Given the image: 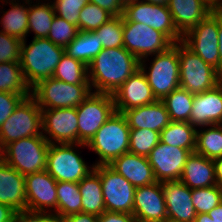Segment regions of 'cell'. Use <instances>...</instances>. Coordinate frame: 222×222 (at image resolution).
<instances>
[{
    "instance_id": "obj_1",
    "label": "cell",
    "mask_w": 222,
    "mask_h": 222,
    "mask_svg": "<svg viewBox=\"0 0 222 222\" xmlns=\"http://www.w3.org/2000/svg\"><path fill=\"white\" fill-rule=\"evenodd\" d=\"M138 69L140 61L124 47L103 49L88 65L92 92L113 95Z\"/></svg>"
},
{
    "instance_id": "obj_2",
    "label": "cell",
    "mask_w": 222,
    "mask_h": 222,
    "mask_svg": "<svg viewBox=\"0 0 222 222\" xmlns=\"http://www.w3.org/2000/svg\"><path fill=\"white\" fill-rule=\"evenodd\" d=\"M26 40L22 41L19 63L32 89L40 81L53 76L65 49L48 38H33L29 45Z\"/></svg>"
},
{
    "instance_id": "obj_3",
    "label": "cell",
    "mask_w": 222,
    "mask_h": 222,
    "mask_svg": "<svg viewBox=\"0 0 222 222\" xmlns=\"http://www.w3.org/2000/svg\"><path fill=\"white\" fill-rule=\"evenodd\" d=\"M130 127L123 113L117 111L102 125L87 144L99 160L94 164L109 165L114 159L129 152Z\"/></svg>"
},
{
    "instance_id": "obj_4",
    "label": "cell",
    "mask_w": 222,
    "mask_h": 222,
    "mask_svg": "<svg viewBox=\"0 0 222 222\" xmlns=\"http://www.w3.org/2000/svg\"><path fill=\"white\" fill-rule=\"evenodd\" d=\"M152 57L149 68L145 63L149 59L140 60V69L145 74L156 99L162 100L173 90L180 87L178 42L166 51L152 55Z\"/></svg>"
},
{
    "instance_id": "obj_5",
    "label": "cell",
    "mask_w": 222,
    "mask_h": 222,
    "mask_svg": "<svg viewBox=\"0 0 222 222\" xmlns=\"http://www.w3.org/2000/svg\"><path fill=\"white\" fill-rule=\"evenodd\" d=\"M49 145L43 135L22 138L2 149V159L23 176L44 171Z\"/></svg>"
},
{
    "instance_id": "obj_6",
    "label": "cell",
    "mask_w": 222,
    "mask_h": 222,
    "mask_svg": "<svg viewBox=\"0 0 222 222\" xmlns=\"http://www.w3.org/2000/svg\"><path fill=\"white\" fill-rule=\"evenodd\" d=\"M76 147V148H75ZM86 144H50L47 153L46 171L57 182L79 183L91 171L94 163L89 167L78 152ZM78 149V150H77Z\"/></svg>"
},
{
    "instance_id": "obj_7",
    "label": "cell",
    "mask_w": 222,
    "mask_h": 222,
    "mask_svg": "<svg viewBox=\"0 0 222 222\" xmlns=\"http://www.w3.org/2000/svg\"><path fill=\"white\" fill-rule=\"evenodd\" d=\"M42 112L35 98L25 97L0 127V148L10 142L42 133Z\"/></svg>"
},
{
    "instance_id": "obj_8",
    "label": "cell",
    "mask_w": 222,
    "mask_h": 222,
    "mask_svg": "<svg viewBox=\"0 0 222 222\" xmlns=\"http://www.w3.org/2000/svg\"><path fill=\"white\" fill-rule=\"evenodd\" d=\"M90 84H69L53 77L32 88V96L41 109L77 108L92 92Z\"/></svg>"
},
{
    "instance_id": "obj_9",
    "label": "cell",
    "mask_w": 222,
    "mask_h": 222,
    "mask_svg": "<svg viewBox=\"0 0 222 222\" xmlns=\"http://www.w3.org/2000/svg\"><path fill=\"white\" fill-rule=\"evenodd\" d=\"M180 87L192 94L213 89L222 82V75L204 62L182 42H178Z\"/></svg>"
},
{
    "instance_id": "obj_10",
    "label": "cell",
    "mask_w": 222,
    "mask_h": 222,
    "mask_svg": "<svg viewBox=\"0 0 222 222\" xmlns=\"http://www.w3.org/2000/svg\"><path fill=\"white\" fill-rule=\"evenodd\" d=\"M218 33L219 9H216L197 26L187 31L183 35L181 42L220 73Z\"/></svg>"
},
{
    "instance_id": "obj_11",
    "label": "cell",
    "mask_w": 222,
    "mask_h": 222,
    "mask_svg": "<svg viewBox=\"0 0 222 222\" xmlns=\"http://www.w3.org/2000/svg\"><path fill=\"white\" fill-rule=\"evenodd\" d=\"M78 143L88 144L102 125L114 114L112 94L92 92L77 108Z\"/></svg>"
},
{
    "instance_id": "obj_12",
    "label": "cell",
    "mask_w": 222,
    "mask_h": 222,
    "mask_svg": "<svg viewBox=\"0 0 222 222\" xmlns=\"http://www.w3.org/2000/svg\"><path fill=\"white\" fill-rule=\"evenodd\" d=\"M129 22L142 23L162 32L173 44L182 41L167 5L134 0L124 4L123 15Z\"/></svg>"
},
{
    "instance_id": "obj_13",
    "label": "cell",
    "mask_w": 222,
    "mask_h": 222,
    "mask_svg": "<svg viewBox=\"0 0 222 222\" xmlns=\"http://www.w3.org/2000/svg\"><path fill=\"white\" fill-rule=\"evenodd\" d=\"M172 45L162 32L123 17V47L139 61L164 52Z\"/></svg>"
},
{
    "instance_id": "obj_14",
    "label": "cell",
    "mask_w": 222,
    "mask_h": 222,
    "mask_svg": "<svg viewBox=\"0 0 222 222\" xmlns=\"http://www.w3.org/2000/svg\"><path fill=\"white\" fill-rule=\"evenodd\" d=\"M99 173L106 211L133 214L135 187L109 165L94 166Z\"/></svg>"
},
{
    "instance_id": "obj_15",
    "label": "cell",
    "mask_w": 222,
    "mask_h": 222,
    "mask_svg": "<svg viewBox=\"0 0 222 222\" xmlns=\"http://www.w3.org/2000/svg\"><path fill=\"white\" fill-rule=\"evenodd\" d=\"M42 133L50 144H78L76 108L41 109Z\"/></svg>"
},
{
    "instance_id": "obj_16",
    "label": "cell",
    "mask_w": 222,
    "mask_h": 222,
    "mask_svg": "<svg viewBox=\"0 0 222 222\" xmlns=\"http://www.w3.org/2000/svg\"><path fill=\"white\" fill-rule=\"evenodd\" d=\"M194 150L170 146L159 141L148 156L157 182L179 180L186 160Z\"/></svg>"
},
{
    "instance_id": "obj_17",
    "label": "cell",
    "mask_w": 222,
    "mask_h": 222,
    "mask_svg": "<svg viewBox=\"0 0 222 222\" xmlns=\"http://www.w3.org/2000/svg\"><path fill=\"white\" fill-rule=\"evenodd\" d=\"M56 186L57 181L46 170L26 175V209L57 214Z\"/></svg>"
},
{
    "instance_id": "obj_18",
    "label": "cell",
    "mask_w": 222,
    "mask_h": 222,
    "mask_svg": "<svg viewBox=\"0 0 222 222\" xmlns=\"http://www.w3.org/2000/svg\"><path fill=\"white\" fill-rule=\"evenodd\" d=\"M133 215L136 222H164L167 220L162 182L135 189Z\"/></svg>"
},
{
    "instance_id": "obj_19",
    "label": "cell",
    "mask_w": 222,
    "mask_h": 222,
    "mask_svg": "<svg viewBox=\"0 0 222 222\" xmlns=\"http://www.w3.org/2000/svg\"><path fill=\"white\" fill-rule=\"evenodd\" d=\"M115 110L119 113L157 101L145 74L138 69L113 94Z\"/></svg>"
},
{
    "instance_id": "obj_20",
    "label": "cell",
    "mask_w": 222,
    "mask_h": 222,
    "mask_svg": "<svg viewBox=\"0 0 222 222\" xmlns=\"http://www.w3.org/2000/svg\"><path fill=\"white\" fill-rule=\"evenodd\" d=\"M167 219L194 222L197 213L191 200V189L180 180L162 182Z\"/></svg>"
},
{
    "instance_id": "obj_21",
    "label": "cell",
    "mask_w": 222,
    "mask_h": 222,
    "mask_svg": "<svg viewBox=\"0 0 222 222\" xmlns=\"http://www.w3.org/2000/svg\"><path fill=\"white\" fill-rule=\"evenodd\" d=\"M189 123L195 128L222 124V82L213 89L194 94Z\"/></svg>"
},
{
    "instance_id": "obj_22",
    "label": "cell",
    "mask_w": 222,
    "mask_h": 222,
    "mask_svg": "<svg viewBox=\"0 0 222 222\" xmlns=\"http://www.w3.org/2000/svg\"><path fill=\"white\" fill-rule=\"evenodd\" d=\"M109 166L128 180L135 188L157 182L148 157L127 152L114 159Z\"/></svg>"
},
{
    "instance_id": "obj_23",
    "label": "cell",
    "mask_w": 222,
    "mask_h": 222,
    "mask_svg": "<svg viewBox=\"0 0 222 222\" xmlns=\"http://www.w3.org/2000/svg\"><path fill=\"white\" fill-rule=\"evenodd\" d=\"M167 7L182 35L197 26L214 10L204 0H169Z\"/></svg>"
},
{
    "instance_id": "obj_24",
    "label": "cell",
    "mask_w": 222,
    "mask_h": 222,
    "mask_svg": "<svg viewBox=\"0 0 222 222\" xmlns=\"http://www.w3.org/2000/svg\"><path fill=\"white\" fill-rule=\"evenodd\" d=\"M0 204L13 208L16 212L26 209L25 176L0 161Z\"/></svg>"
},
{
    "instance_id": "obj_25",
    "label": "cell",
    "mask_w": 222,
    "mask_h": 222,
    "mask_svg": "<svg viewBox=\"0 0 222 222\" xmlns=\"http://www.w3.org/2000/svg\"><path fill=\"white\" fill-rule=\"evenodd\" d=\"M123 114L130 129H149L161 133L171 122L169 113L161 100L141 107L131 108Z\"/></svg>"
},
{
    "instance_id": "obj_26",
    "label": "cell",
    "mask_w": 222,
    "mask_h": 222,
    "mask_svg": "<svg viewBox=\"0 0 222 222\" xmlns=\"http://www.w3.org/2000/svg\"><path fill=\"white\" fill-rule=\"evenodd\" d=\"M179 180L190 189L207 188L217 185L214 161L196 152H192L186 160Z\"/></svg>"
},
{
    "instance_id": "obj_27",
    "label": "cell",
    "mask_w": 222,
    "mask_h": 222,
    "mask_svg": "<svg viewBox=\"0 0 222 222\" xmlns=\"http://www.w3.org/2000/svg\"><path fill=\"white\" fill-rule=\"evenodd\" d=\"M4 6L5 3L11 5L7 11L2 10L3 15L0 20L2 32L14 36L20 40H25L28 34V9L29 0H0ZM17 1V2H16ZM20 2V3H19ZM28 5V6H27Z\"/></svg>"
},
{
    "instance_id": "obj_28",
    "label": "cell",
    "mask_w": 222,
    "mask_h": 222,
    "mask_svg": "<svg viewBox=\"0 0 222 222\" xmlns=\"http://www.w3.org/2000/svg\"><path fill=\"white\" fill-rule=\"evenodd\" d=\"M81 212L100 216L106 211L99 173L94 169L79 183Z\"/></svg>"
},
{
    "instance_id": "obj_29",
    "label": "cell",
    "mask_w": 222,
    "mask_h": 222,
    "mask_svg": "<svg viewBox=\"0 0 222 222\" xmlns=\"http://www.w3.org/2000/svg\"><path fill=\"white\" fill-rule=\"evenodd\" d=\"M29 0L28 9V33L34 32L33 38H47L51 29L52 21L55 17V10L52 2L48 0ZM34 3L33 5H31Z\"/></svg>"
},
{
    "instance_id": "obj_30",
    "label": "cell",
    "mask_w": 222,
    "mask_h": 222,
    "mask_svg": "<svg viewBox=\"0 0 222 222\" xmlns=\"http://www.w3.org/2000/svg\"><path fill=\"white\" fill-rule=\"evenodd\" d=\"M64 49L68 56L78 59L88 66L103 50V46L96 32L79 31L76 38Z\"/></svg>"
},
{
    "instance_id": "obj_31",
    "label": "cell",
    "mask_w": 222,
    "mask_h": 222,
    "mask_svg": "<svg viewBox=\"0 0 222 222\" xmlns=\"http://www.w3.org/2000/svg\"><path fill=\"white\" fill-rule=\"evenodd\" d=\"M197 128L189 122L171 121L160 133V141L183 149H195Z\"/></svg>"
},
{
    "instance_id": "obj_32",
    "label": "cell",
    "mask_w": 222,
    "mask_h": 222,
    "mask_svg": "<svg viewBox=\"0 0 222 222\" xmlns=\"http://www.w3.org/2000/svg\"><path fill=\"white\" fill-rule=\"evenodd\" d=\"M0 92L32 95L19 62L0 63Z\"/></svg>"
},
{
    "instance_id": "obj_33",
    "label": "cell",
    "mask_w": 222,
    "mask_h": 222,
    "mask_svg": "<svg viewBox=\"0 0 222 222\" xmlns=\"http://www.w3.org/2000/svg\"><path fill=\"white\" fill-rule=\"evenodd\" d=\"M208 127L197 129L194 152L214 160L222 157V124H214Z\"/></svg>"
},
{
    "instance_id": "obj_34",
    "label": "cell",
    "mask_w": 222,
    "mask_h": 222,
    "mask_svg": "<svg viewBox=\"0 0 222 222\" xmlns=\"http://www.w3.org/2000/svg\"><path fill=\"white\" fill-rule=\"evenodd\" d=\"M171 121L189 122L194 94L179 87L162 100Z\"/></svg>"
},
{
    "instance_id": "obj_35",
    "label": "cell",
    "mask_w": 222,
    "mask_h": 222,
    "mask_svg": "<svg viewBox=\"0 0 222 222\" xmlns=\"http://www.w3.org/2000/svg\"><path fill=\"white\" fill-rule=\"evenodd\" d=\"M53 78L69 84H90L88 80V66L66 53L56 66Z\"/></svg>"
},
{
    "instance_id": "obj_36",
    "label": "cell",
    "mask_w": 222,
    "mask_h": 222,
    "mask_svg": "<svg viewBox=\"0 0 222 222\" xmlns=\"http://www.w3.org/2000/svg\"><path fill=\"white\" fill-rule=\"evenodd\" d=\"M57 214L62 218L81 213V194L75 182H57Z\"/></svg>"
},
{
    "instance_id": "obj_37",
    "label": "cell",
    "mask_w": 222,
    "mask_h": 222,
    "mask_svg": "<svg viewBox=\"0 0 222 222\" xmlns=\"http://www.w3.org/2000/svg\"><path fill=\"white\" fill-rule=\"evenodd\" d=\"M94 32L103 49L123 47V16H113Z\"/></svg>"
},
{
    "instance_id": "obj_38",
    "label": "cell",
    "mask_w": 222,
    "mask_h": 222,
    "mask_svg": "<svg viewBox=\"0 0 222 222\" xmlns=\"http://www.w3.org/2000/svg\"><path fill=\"white\" fill-rule=\"evenodd\" d=\"M160 133L149 129H130L129 152L148 157L159 143Z\"/></svg>"
},
{
    "instance_id": "obj_39",
    "label": "cell",
    "mask_w": 222,
    "mask_h": 222,
    "mask_svg": "<svg viewBox=\"0 0 222 222\" xmlns=\"http://www.w3.org/2000/svg\"><path fill=\"white\" fill-rule=\"evenodd\" d=\"M191 195L196 213H208L222 202V187L214 185L207 188L191 189Z\"/></svg>"
},
{
    "instance_id": "obj_40",
    "label": "cell",
    "mask_w": 222,
    "mask_h": 222,
    "mask_svg": "<svg viewBox=\"0 0 222 222\" xmlns=\"http://www.w3.org/2000/svg\"><path fill=\"white\" fill-rule=\"evenodd\" d=\"M79 31L92 32L113 16L99 6L88 2L79 14Z\"/></svg>"
},
{
    "instance_id": "obj_41",
    "label": "cell",
    "mask_w": 222,
    "mask_h": 222,
    "mask_svg": "<svg viewBox=\"0 0 222 222\" xmlns=\"http://www.w3.org/2000/svg\"><path fill=\"white\" fill-rule=\"evenodd\" d=\"M78 33L79 29L76 25L55 15L47 38L54 44L65 48L76 38Z\"/></svg>"
},
{
    "instance_id": "obj_42",
    "label": "cell",
    "mask_w": 222,
    "mask_h": 222,
    "mask_svg": "<svg viewBox=\"0 0 222 222\" xmlns=\"http://www.w3.org/2000/svg\"><path fill=\"white\" fill-rule=\"evenodd\" d=\"M55 10V15L74 24L79 29V14L81 9L89 0H53L51 1Z\"/></svg>"
},
{
    "instance_id": "obj_43",
    "label": "cell",
    "mask_w": 222,
    "mask_h": 222,
    "mask_svg": "<svg viewBox=\"0 0 222 222\" xmlns=\"http://www.w3.org/2000/svg\"><path fill=\"white\" fill-rule=\"evenodd\" d=\"M22 40L0 31V63L19 62Z\"/></svg>"
},
{
    "instance_id": "obj_44",
    "label": "cell",
    "mask_w": 222,
    "mask_h": 222,
    "mask_svg": "<svg viewBox=\"0 0 222 222\" xmlns=\"http://www.w3.org/2000/svg\"><path fill=\"white\" fill-rule=\"evenodd\" d=\"M25 97V94L0 92V127Z\"/></svg>"
},
{
    "instance_id": "obj_45",
    "label": "cell",
    "mask_w": 222,
    "mask_h": 222,
    "mask_svg": "<svg viewBox=\"0 0 222 222\" xmlns=\"http://www.w3.org/2000/svg\"><path fill=\"white\" fill-rule=\"evenodd\" d=\"M15 222H61V217L55 212H40L25 209L16 212Z\"/></svg>"
},
{
    "instance_id": "obj_46",
    "label": "cell",
    "mask_w": 222,
    "mask_h": 222,
    "mask_svg": "<svg viewBox=\"0 0 222 222\" xmlns=\"http://www.w3.org/2000/svg\"><path fill=\"white\" fill-rule=\"evenodd\" d=\"M89 2L109 12L112 16L123 15L124 4L121 0H89Z\"/></svg>"
},
{
    "instance_id": "obj_47",
    "label": "cell",
    "mask_w": 222,
    "mask_h": 222,
    "mask_svg": "<svg viewBox=\"0 0 222 222\" xmlns=\"http://www.w3.org/2000/svg\"><path fill=\"white\" fill-rule=\"evenodd\" d=\"M98 222H136L133 214L105 211L98 216Z\"/></svg>"
},
{
    "instance_id": "obj_48",
    "label": "cell",
    "mask_w": 222,
    "mask_h": 222,
    "mask_svg": "<svg viewBox=\"0 0 222 222\" xmlns=\"http://www.w3.org/2000/svg\"><path fill=\"white\" fill-rule=\"evenodd\" d=\"M61 222H98V216L81 212L62 217Z\"/></svg>"
},
{
    "instance_id": "obj_49",
    "label": "cell",
    "mask_w": 222,
    "mask_h": 222,
    "mask_svg": "<svg viewBox=\"0 0 222 222\" xmlns=\"http://www.w3.org/2000/svg\"><path fill=\"white\" fill-rule=\"evenodd\" d=\"M16 211L4 204H0V222H15Z\"/></svg>"
},
{
    "instance_id": "obj_50",
    "label": "cell",
    "mask_w": 222,
    "mask_h": 222,
    "mask_svg": "<svg viewBox=\"0 0 222 222\" xmlns=\"http://www.w3.org/2000/svg\"><path fill=\"white\" fill-rule=\"evenodd\" d=\"M215 164V179L217 185L222 187V157L213 160Z\"/></svg>"
},
{
    "instance_id": "obj_51",
    "label": "cell",
    "mask_w": 222,
    "mask_h": 222,
    "mask_svg": "<svg viewBox=\"0 0 222 222\" xmlns=\"http://www.w3.org/2000/svg\"><path fill=\"white\" fill-rule=\"evenodd\" d=\"M219 57H220V74L222 75V9H219Z\"/></svg>"
},
{
    "instance_id": "obj_52",
    "label": "cell",
    "mask_w": 222,
    "mask_h": 222,
    "mask_svg": "<svg viewBox=\"0 0 222 222\" xmlns=\"http://www.w3.org/2000/svg\"><path fill=\"white\" fill-rule=\"evenodd\" d=\"M208 214L215 222H222V202L210 210Z\"/></svg>"
},
{
    "instance_id": "obj_53",
    "label": "cell",
    "mask_w": 222,
    "mask_h": 222,
    "mask_svg": "<svg viewBox=\"0 0 222 222\" xmlns=\"http://www.w3.org/2000/svg\"><path fill=\"white\" fill-rule=\"evenodd\" d=\"M194 222H215L208 213H198Z\"/></svg>"
},
{
    "instance_id": "obj_54",
    "label": "cell",
    "mask_w": 222,
    "mask_h": 222,
    "mask_svg": "<svg viewBox=\"0 0 222 222\" xmlns=\"http://www.w3.org/2000/svg\"><path fill=\"white\" fill-rule=\"evenodd\" d=\"M207 2L214 10L222 9V0H204Z\"/></svg>"
},
{
    "instance_id": "obj_55",
    "label": "cell",
    "mask_w": 222,
    "mask_h": 222,
    "mask_svg": "<svg viewBox=\"0 0 222 222\" xmlns=\"http://www.w3.org/2000/svg\"><path fill=\"white\" fill-rule=\"evenodd\" d=\"M144 2H149L153 4L167 5L169 0H141Z\"/></svg>"
},
{
    "instance_id": "obj_56",
    "label": "cell",
    "mask_w": 222,
    "mask_h": 222,
    "mask_svg": "<svg viewBox=\"0 0 222 222\" xmlns=\"http://www.w3.org/2000/svg\"><path fill=\"white\" fill-rule=\"evenodd\" d=\"M132 1H134V0H121V2H122L123 4L129 3V2H132Z\"/></svg>"
},
{
    "instance_id": "obj_57",
    "label": "cell",
    "mask_w": 222,
    "mask_h": 222,
    "mask_svg": "<svg viewBox=\"0 0 222 222\" xmlns=\"http://www.w3.org/2000/svg\"><path fill=\"white\" fill-rule=\"evenodd\" d=\"M164 222H177V221H173V220L167 219Z\"/></svg>"
},
{
    "instance_id": "obj_58",
    "label": "cell",
    "mask_w": 222,
    "mask_h": 222,
    "mask_svg": "<svg viewBox=\"0 0 222 222\" xmlns=\"http://www.w3.org/2000/svg\"><path fill=\"white\" fill-rule=\"evenodd\" d=\"M2 159V149L0 148V161Z\"/></svg>"
}]
</instances>
